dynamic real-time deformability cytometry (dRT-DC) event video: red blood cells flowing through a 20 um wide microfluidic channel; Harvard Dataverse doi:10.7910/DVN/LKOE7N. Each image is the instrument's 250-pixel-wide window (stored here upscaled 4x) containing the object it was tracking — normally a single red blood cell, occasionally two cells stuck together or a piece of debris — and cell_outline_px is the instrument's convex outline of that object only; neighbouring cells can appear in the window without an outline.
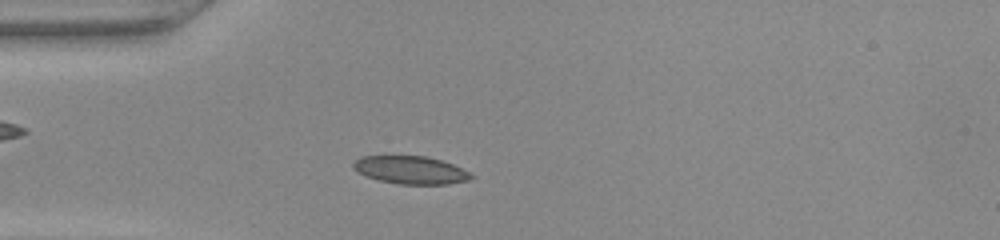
{"species": "common noctule bat (a hibernating species)", "species_latin": "Nyctalus noctula", "temperature_condition": "warm", "stored_images_in_passage": 44, "camera_frame_rate_fps": 3000, "um_per_image_px": 0.085, "animal": {"sex": "female", "body_mass_g": 22.0, "forearm_length_mm": 56.7}, "frame": {"image": 1, "passage_image": 9, "time_ms": 2.667, "image_size_px": [1000, 240], "cell_outline_px": [[476, 176], [468, 180], [448, 184], [396, 184], [364, 176], [356, 172], [352, 168], [352, 164], [360, 156], [428, 156], [452, 164]], "centroid_in_image_um": [34.86, 14.45], "position_along_channel_um": 50.1, "area_um2": 19.19}}
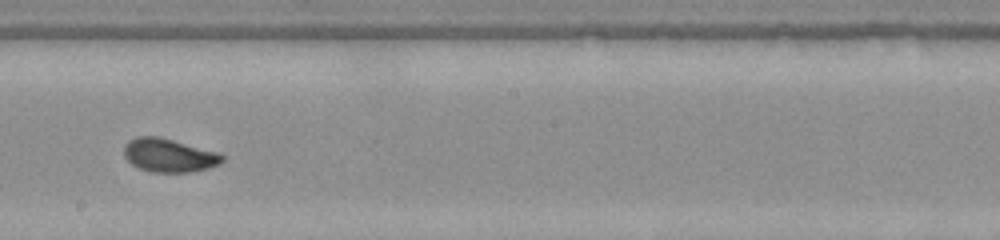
{"frame": {"image": 2, "passage_image": 23, "time_ms": 7.333, "image_size_px": [1000, 240], "cell_outline_px": [[224, 160], [220, 164], [208, 168], [192, 172], [152, 172], [140, 168], [132, 164], [124, 156], [124, 144], [128, 140], [136, 136], [160, 136], [216, 152], [224, 156]], "centroid_in_image_um": [14.34, 13.19], "position_along_channel_um": 233.9, "area_um2": 19.19}}
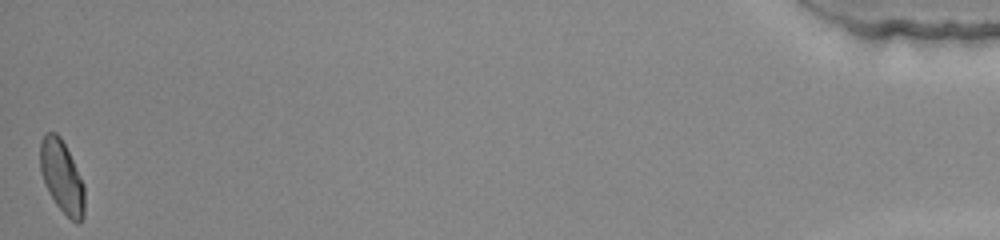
{"frame": {"image": 3, "passage_image": 44, "time_ms": 14.333, "image_size_px": [1000, 240], "cell_outline_px": [[84, 216], [80, 224], [76, 224], [56, 204], [48, 192], [44, 184], [40, 172], [40, 140], [44, 132], [56, 132], [60, 136], [84, 184]], "centroid_in_image_um": [5.24, 15.02], "position_along_channel_um": 430.0, "area_um2": 18.79}}